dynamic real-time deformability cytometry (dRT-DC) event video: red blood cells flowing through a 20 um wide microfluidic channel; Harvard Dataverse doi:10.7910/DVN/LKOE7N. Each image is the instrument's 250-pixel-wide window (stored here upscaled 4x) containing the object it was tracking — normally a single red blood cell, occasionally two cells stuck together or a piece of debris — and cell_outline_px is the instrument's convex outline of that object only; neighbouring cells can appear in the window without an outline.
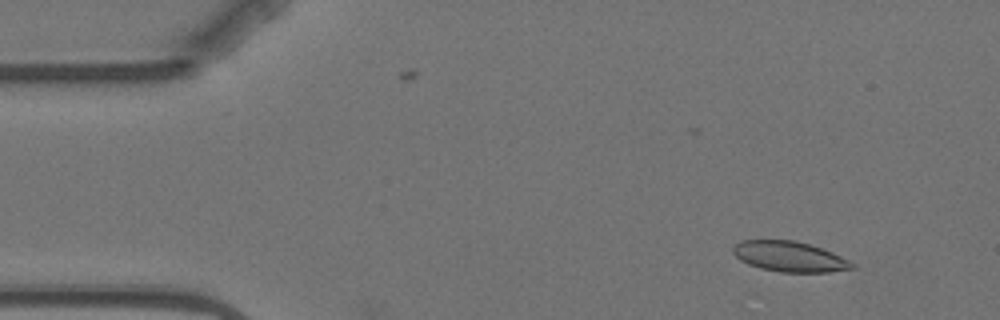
{"species": "Egyptian fruit bat (a non-hibernating species)", "species_latin": "Rousettus aegyptiacus", "temperature_condition": "warm", "stored_images_in_passage": 4, "camera_frame_rate_fps": 3000, "um_per_image_px": 0.085, "animal": {"sex": "female"}, "frame": {"image": 1, "passage_image": 2, "time_ms": 1.333, "image_size_px": [1000, 320], "cell_outline_px": [[856, 268], [828, 272], [780, 272], [760, 268], [748, 264], [740, 260], [732, 252], [732, 248], [740, 240], [796, 240], [832, 252], [856, 264]], "centroid_in_image_um": [67.1, 21.81], "position_along_channel_um": 17.9, "area_um2": 21.04}}